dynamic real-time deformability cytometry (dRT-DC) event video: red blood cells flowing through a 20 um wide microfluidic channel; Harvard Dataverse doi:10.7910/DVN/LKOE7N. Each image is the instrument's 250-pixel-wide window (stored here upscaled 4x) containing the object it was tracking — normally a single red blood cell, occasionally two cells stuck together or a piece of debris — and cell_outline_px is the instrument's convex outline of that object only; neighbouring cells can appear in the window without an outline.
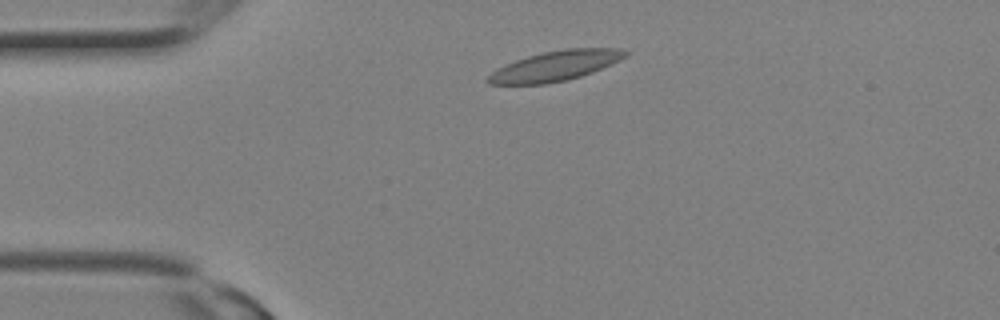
{"species": "Egyptian fruit bat (a non-hibernating species)", "species_latin": "Rousettus aegyptiacus", "temperature_condition": "room temperature", "stored_images_in_passage": 1, "camera_frame_rate_fps": 3000, "um_per_image_px": 0.085, "animal": {"sex": "female"}, "frame": {"image": 1, "passage_image": 1, "time_ms": 0.0, "image_size_px": [1000, 320], "cell_outline_px": [[628, 56], [620, 60], [592, 72], [568, 80], [548, 84], [488, 84], [484, 80], [492, 72], [516, 60], [528, 56], [544, 52], [564, 48], [620, 48], [628, 52]], "centroid_in_image_um": [47.23, 5.6], "position_along_channel_um": 37.8, "area_um2": 23.87}}